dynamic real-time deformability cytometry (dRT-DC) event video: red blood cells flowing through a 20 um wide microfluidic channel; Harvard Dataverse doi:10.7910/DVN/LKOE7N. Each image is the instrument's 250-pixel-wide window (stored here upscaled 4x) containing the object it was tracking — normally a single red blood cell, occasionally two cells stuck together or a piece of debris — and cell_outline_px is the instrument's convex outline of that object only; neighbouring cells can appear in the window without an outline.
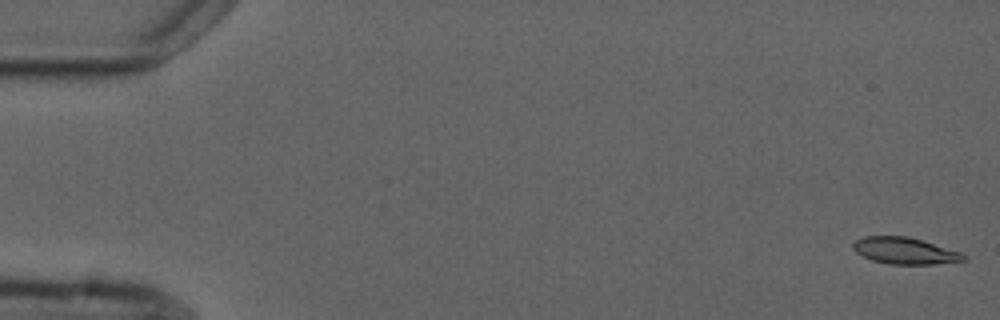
{"species": "common noctule bat (a hibernating species)", "species_latin": "Nyctalus noctula", "temperature_condition": "cold", "stored_images_in_passage": 3, "camera_frame_rate_fps": 3000, "um_per_image_px": 0.085, "animal": {"sex": "male", "forearm_length_mm": 52.5}, "frame": {"image": 1, "passage_image": 1, "time_ms": 0.0, "image_size_px": [1000, 320], "cell_outline_px": [[968, 260], [932, 264], [888, 264], [872, 260], [856, 252], [852, 248], [852, 244], [856, 240], [864, 236], [908, 236], [960, 252]], "centroid_in_image_um": [76.87, 21.31], "position_along_channel_um": 8.1, "area_um2": 16.94}}